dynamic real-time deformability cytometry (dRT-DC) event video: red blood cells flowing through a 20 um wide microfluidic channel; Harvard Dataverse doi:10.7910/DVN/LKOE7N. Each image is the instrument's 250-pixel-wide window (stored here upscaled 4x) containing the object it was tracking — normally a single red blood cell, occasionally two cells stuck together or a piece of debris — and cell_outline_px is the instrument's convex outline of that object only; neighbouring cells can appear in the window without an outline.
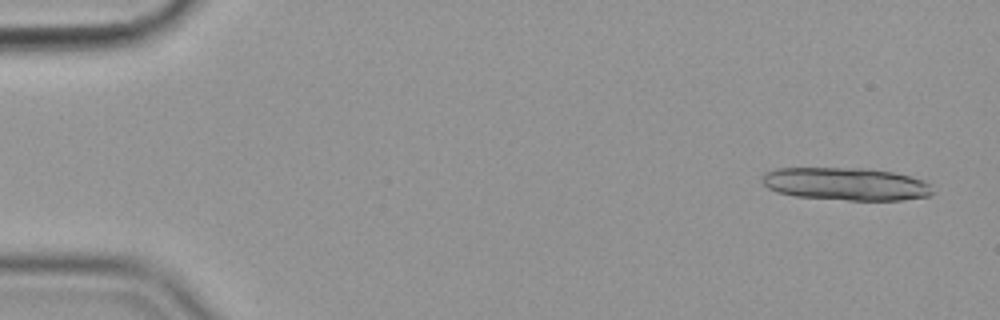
{"species": "common noctule bat (a hibernating species)", "species_latin": "Nyctalus noctula", "temperature_condition": "cold", "stored_images_in_passage": 16, "camera_frame_rate_fps": 3000, "um_per_image_px": 0.085, "animal": {"sex": "female", "body_mass_g": 19.9}, "frame": {"image": 1, "passage_image": 3, "time_ms": 0.667, "image_size_px": [1000, 320], "cell_outline_px": [[936, 192], [932, 196], [904, 200], [848, 200], [796, 196], [776, 192], [768, 188], [760, 180], [760, 176], [764, 172], [776, 168], [864, 168], [892, 172], [924, 180], [932, 184]], "centroid_in_image_um": [71.93, 15.64], "position_along_channel_um": 13.1, "area_um2": 33.0}}